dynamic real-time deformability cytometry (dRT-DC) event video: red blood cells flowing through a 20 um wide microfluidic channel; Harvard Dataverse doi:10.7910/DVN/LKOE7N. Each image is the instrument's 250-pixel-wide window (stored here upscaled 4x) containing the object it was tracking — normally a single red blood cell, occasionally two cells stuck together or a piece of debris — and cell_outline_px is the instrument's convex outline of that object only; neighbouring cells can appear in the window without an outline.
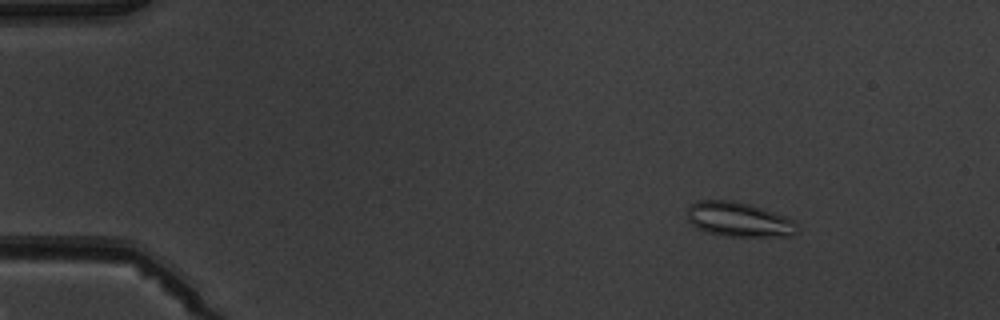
{"species": "common noctule bat (a hibernating species)", "species_latin": "Nyctalus noctula", "temperature_condition": "warm", "stored_images_in_passage": 5, "camera_frame_rate_fps": 3000, "um_per_image_px": 0.085, "animal": {"sex": "male", "body_mass_g": 19.5, "forearm_length_mm": 54.6}, "frame": {"image": 1, "passage_image": 2, "time_ms": 1.333, "image_size_px": [1000, 320], "cell_outline_px": [[800, 228], [792, 236], [724, 236], [704, 232], [692, 224], [688, 220], [688, 208], [696, 200], [732, 200], [752, 204], [784, 216], [792, 220]], "centroid_in_image_um": [62.79, 18.65], "position_along_channel_um": 22.2, "area_um2": 22.25}}